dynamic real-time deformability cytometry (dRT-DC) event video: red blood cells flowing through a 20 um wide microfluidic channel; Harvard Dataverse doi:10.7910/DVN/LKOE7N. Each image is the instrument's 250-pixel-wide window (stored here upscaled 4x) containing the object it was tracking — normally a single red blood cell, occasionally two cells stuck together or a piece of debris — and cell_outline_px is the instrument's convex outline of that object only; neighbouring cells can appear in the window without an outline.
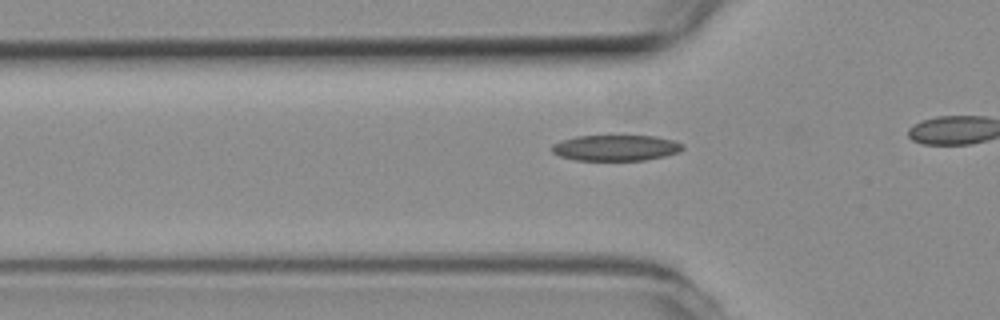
{"species": "common noctule bat (a hibernating species)", "species_latin": "Nyctalus noctula", "temperature_condition": "room temperature", "stored_images_in_passage": 8, "camera_frame_rate_fps": 3000, "um_per_image_px": 0.085, "animal": {"sex": "female", "body_mass_g": 19.3, "forearm_length_mm": 54.1}, "frame": {"image": 1, "passage_image": 3, "time_ms": 0.667, "image_size_px": [1000, 320], "cell_outline_px": [[684, 148], [680, 152], [664, 156], [644, 160], [576, 160], [560, 156], [552, 152], [552, 144], [576, 136], [656, 136], [672, 140], [684, 144]], "centroid_in_image_um": [52.37, 12.57], "position_along_channel_um": 73.4, "area_um2": 19.59}}
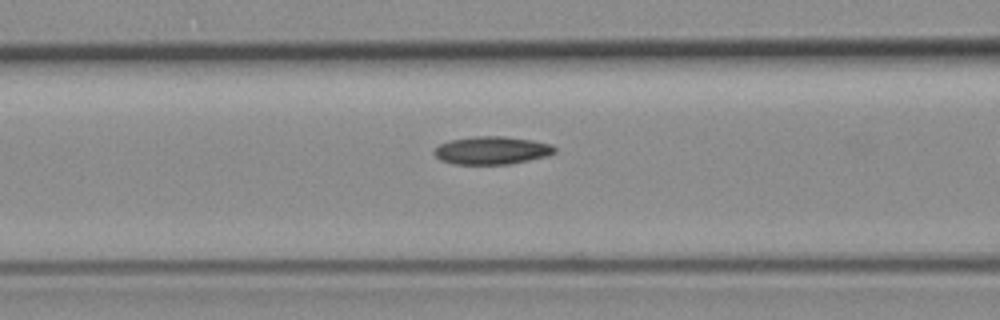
{"frame": {"image": 2, "passage_image": 7, "time_ms": 2.0, "image_size_px": [1000, 320], "cell_outline_px": [[556, 152], [544, 156], [528, 160], [508, 164], [452, 164], [440, 160], [432, 152], [440, 144], [448, 140], [476, 136], [504, 136], [532, 140], [552, 144], [556, 148]], "centroid_in_image_um": [41.78, 12.78], "position_along_channel_um": 124.8, "area_um2": 19.59}}